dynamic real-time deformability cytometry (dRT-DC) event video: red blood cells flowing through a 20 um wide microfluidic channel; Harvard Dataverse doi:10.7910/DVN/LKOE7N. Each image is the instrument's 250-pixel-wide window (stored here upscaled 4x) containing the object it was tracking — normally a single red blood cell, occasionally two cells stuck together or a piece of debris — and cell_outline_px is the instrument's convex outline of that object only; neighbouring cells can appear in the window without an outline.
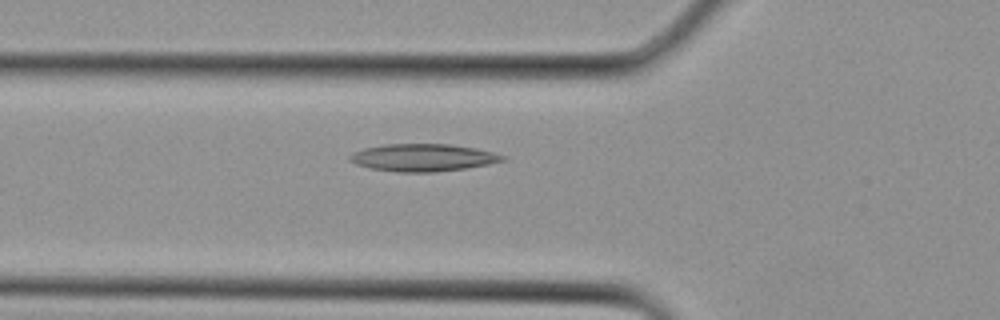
{"species": "Egyptian fruit bat (a non-hibernating species)", "species_latin": "Rousettus aegyptiacus", "temperature_condition": "cold", "stored_images_in_passage": 11, "camera_frame_rate_fps": 3000, "um_per_image_px": 0.085, "animal": {"sex": "female"}, "frame": {"image": 1, "passage_image": 3, "time_ms": 0.667, "image_size_px": [1000, 320], "cell_outline_px": [[508, 160], [468, 168], [436, 172], [396, 172], [368, 168], [356, 164], [348, 160], [348, 156], [352, 152], [364, 148], [384, 144], [448, 144], [476, 148], [492, 152], [504, 156]], "centroid_in_image_um": [35.92, 13.4], "position_along_channel_um": 89.9, "area_um2": 24.62}}
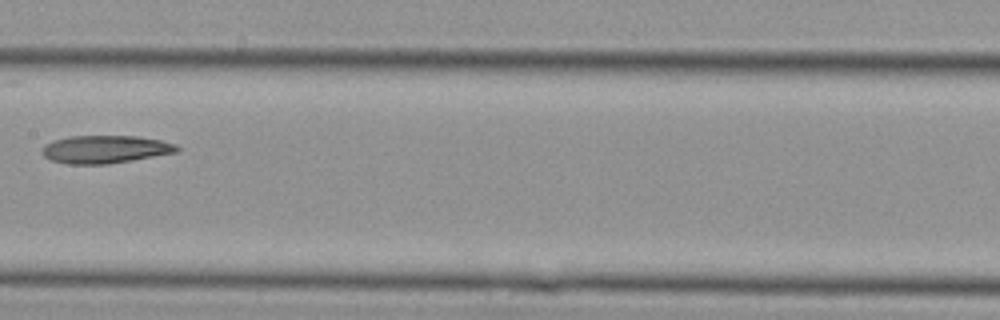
{"frame": {"image": 2, "passage_image": 8, "time_ms": 2.333, "image_size_px": [1000, 320], "cell_outline_px": [[180, 152], [108, 164], [68, 164], [52, 160], [44, 156], [40, 152], [44, 144], [52, 140], [68, 136], [136, 136], [160, 140], [176, 144], [180, 148]], "centroid_in_image_um": [8.94, 12.69], "position_along_channel_um": 198.5, "area_um2": 22.08}}
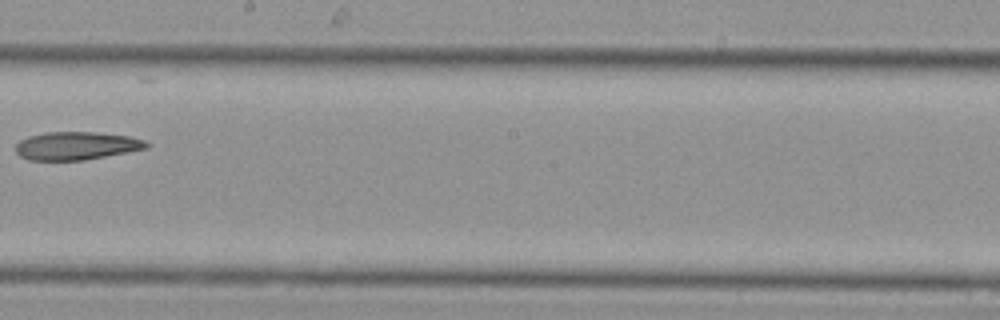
{"frame": {"image": 3, "passage_image": 10, "time_ms": 3.0, "image_size_px": [1000, 320], "cell_outline_px": [[148, 148], [84, 160], [28, 160], [20, 156], [16, 152], [16, 144], [20, 140], [28, 136], [48, 132], [96, 132], [128, 136], [144, 140], [148, 144]], "centroid_in_image_um": [6.46, 12.39], "position_along_channel_um": 241.7, "area_um2": 21.27}}